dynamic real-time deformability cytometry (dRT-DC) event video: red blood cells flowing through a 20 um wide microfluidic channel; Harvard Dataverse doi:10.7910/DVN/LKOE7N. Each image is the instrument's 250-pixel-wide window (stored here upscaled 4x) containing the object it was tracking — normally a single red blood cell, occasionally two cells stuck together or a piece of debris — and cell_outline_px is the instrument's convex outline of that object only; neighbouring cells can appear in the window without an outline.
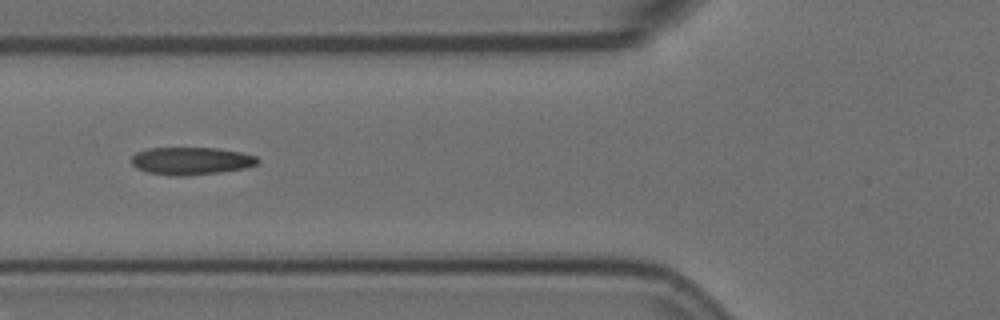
{"species": "Egyptian fruit bat (a non-hibernating species)", "species_latin": "Rousettus aegyptiacus", "temperature_condition": "room temperature", "stored_images_in_passage": 8, "camera_frame_rate_fps": 3000, "um_per_image_px": 0.085, "animal": {"sex": "female"}, "frame": {"image": 1, "passage_image": 6, "time_ms": 1.667, "image_size_px": [1000, 320], "cell_outline_px": [[260, 160], [256, 164], [244, 168], [220, 172], [188, 176], [168, 176], [148, 172], [136, 168], [132, 164], [132, 156], [136, 152], [148, 148], [216, 148], [240, 152], [256, 156]], "centroid_in_image_um": [16.22, 13.68], "position_along_channel_um": 109.6, "area_um2": 20.35}}
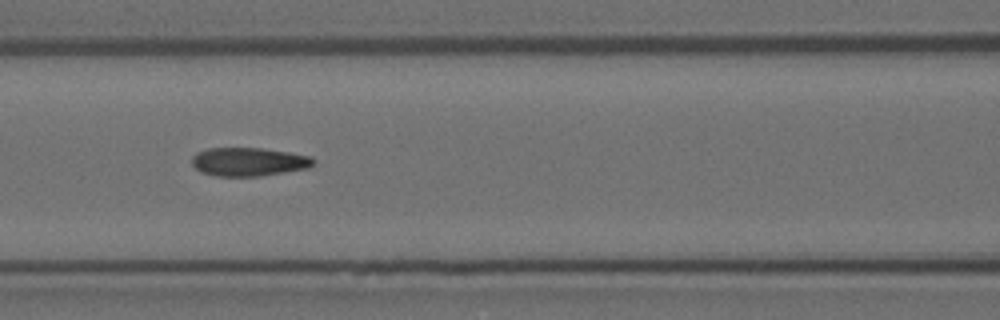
{"frame": {"image": 2, "passage_image": 7, "time_ms": 2.0, "image_size_px": [1000, 320], "cell_outline_px": [[316, 160], [308, 168], [260, 176], [216, 176], [200, 172], [192, 164], [192, 156], [196, 152], [208, 148], [260, 148], [288, 152], [308, 156]], "centroid_in_image_um": [21.09, 13.75], "position_along_channel_um": 145.5, "area_um2": 20.11}}
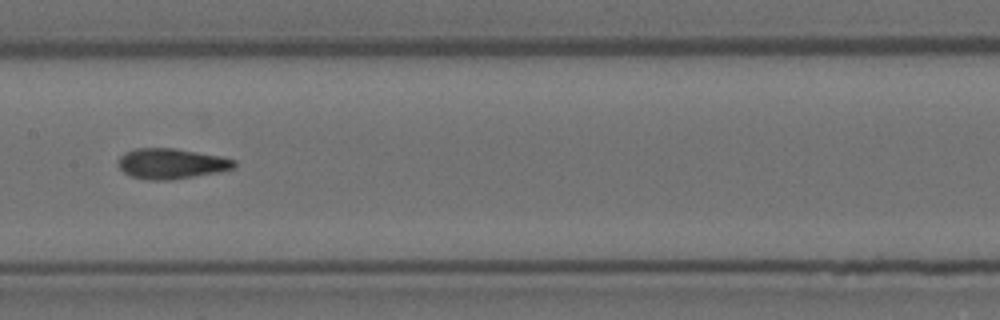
{"frame": {"image": 3, "passage_image": 8, "time_ms": 2.333, "image_size_px": [1000, 320], "cell_outline_px": [[236, 164], [232, 168], [216, 172], [168, 180], [148, 180], [132, 176], [124, 172], [116, 164], [120, 156], [124, 152], [136, 148], [176, 148], [220, 156], [236, 160]], "centroid_in_image_um": [14.51, 13.89], "position_along_channel_um": 192.9, "area_um2": 20.4}}